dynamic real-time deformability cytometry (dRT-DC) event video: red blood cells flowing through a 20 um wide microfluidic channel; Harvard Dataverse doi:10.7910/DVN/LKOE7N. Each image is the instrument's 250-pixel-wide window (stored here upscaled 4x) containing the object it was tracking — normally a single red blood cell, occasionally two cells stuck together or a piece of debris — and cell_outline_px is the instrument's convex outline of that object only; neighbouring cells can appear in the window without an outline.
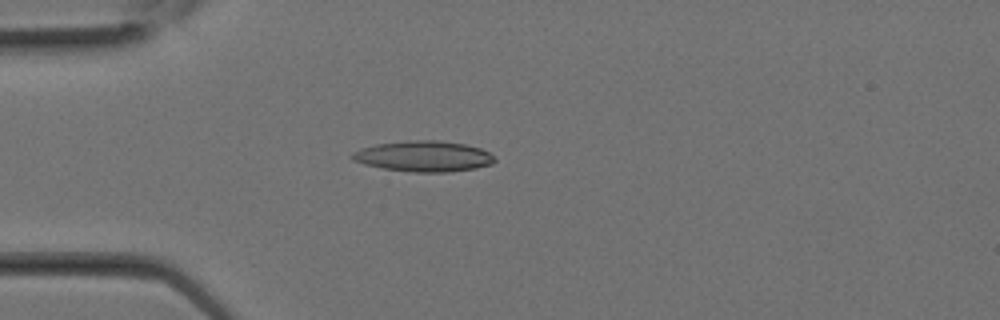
{"species": "Egyptian fruit bat (a non-hibernating species)", "species_latin": "Rousettus aegyptiacus", "temperature_condition": "room temperature", "stored_images_in_passage": 6, "camera_frame_rate_fps": 3000, "um_per_image_px": 0.085, "animal": {"sex": "female"}, "frame": {"image": 1, "passage_image": 2, "time_ms": 0.333, "image_size_px": [1000, 320], "cell_outline_px": [[496, 160], [492, 164], [476, 168], [448, 172], [412, 172], [384, 168], [364, 164], [352, 160], [348, 156], [352, 152], [360, 148], [376, 144], [408, 140], [440, 140], [464, 144], [480, 148], [488, 152]], "centroid_in_image_um": [35.97, 13.28], "position_along_channel_um": 49.0, "area_um2": 25.61}}
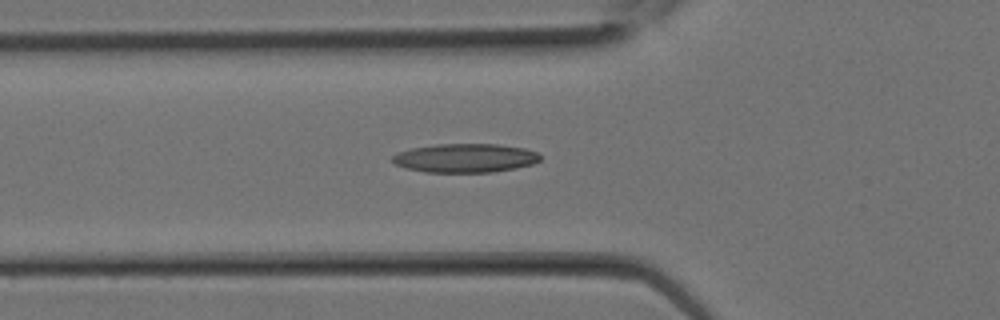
{"frame": {"image": 2, "passage_image": 4, "time_ms": 1.0, "image_size_px": [1000, 320], "cell_outline_px": [[540, 160], [532, 164], [516, 168], [492, 172], [424, 172], [408, 168], [396, 164], [392, 160], [392, 156], [396, 152], [412, 148], [436, 144], [496, 144], [524, 148], [536, 152], [540, 156]], "centroid_in_image_um": [39.53, 13.43], "position_along_channel_um": 86.3, "area_um2": 24.74}}
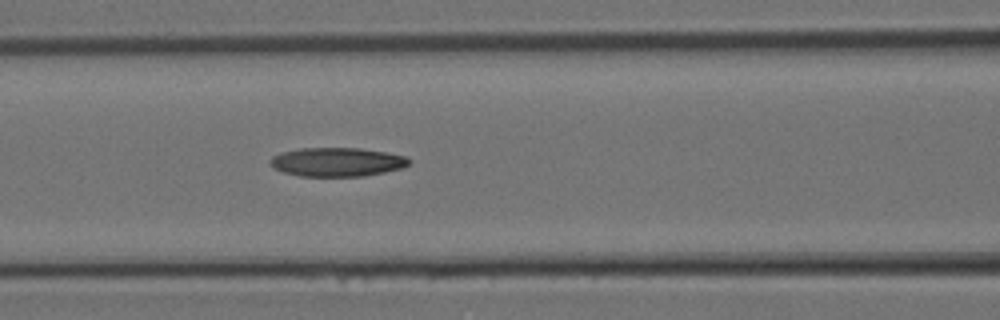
{"frame": {"image": 3, "passage_image": 6, "time_ms": 1.667, "image_size_px": [1000, 320], "cell_outline_px": [[412, 160], [404, 168], [364, 176], [300, 176], [284, 172], [272, 168], [268, 164], [268, 160], [272, 156], [280, 152], [300, 148], [360, 148], [388, 152], [408, 156]], "centroid_in_image_um": [28.65, 13.76], "position_along_channel_um": 138.0, "area_um2": 23.76}}